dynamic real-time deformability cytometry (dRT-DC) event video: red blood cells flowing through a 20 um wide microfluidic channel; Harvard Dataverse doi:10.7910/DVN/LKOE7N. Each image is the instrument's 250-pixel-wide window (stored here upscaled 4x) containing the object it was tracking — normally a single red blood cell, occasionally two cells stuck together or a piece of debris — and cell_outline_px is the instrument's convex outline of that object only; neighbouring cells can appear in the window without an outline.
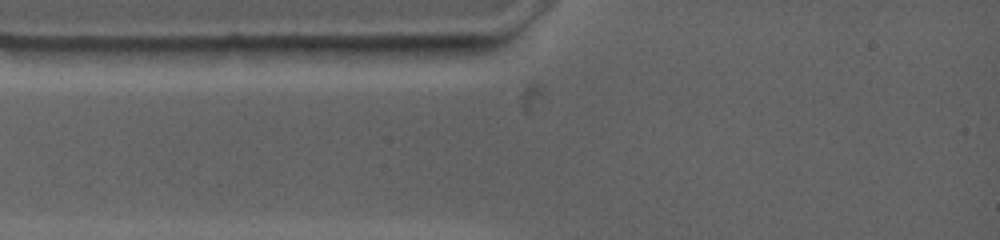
{"species": "common noctule bat (a hibernating species)", "species_latin": "Nyctalus noctula", "temperature_condition": "warm", "stored_images_in_passage": 2, "camera_frame_rate_fps": 4500, "um_per_image_px": 0.085, "animal": {"sex": "female", "body_mass_g": 19.0, "forearm_length_mm": 53.3}, "frame": {"image": 1, "passage_image": 1, "time_ms": 0.0, "image_size_px": [1000, 240], "cell_outline_px": [[444, 48], [416, 56], [400, 60], [272, 48], [300, 44], [444, 44]], "centroid_in_image_um": [31.41, 4.23], "position_along_channel_um": 53.6, "area_um2": 12.08}}